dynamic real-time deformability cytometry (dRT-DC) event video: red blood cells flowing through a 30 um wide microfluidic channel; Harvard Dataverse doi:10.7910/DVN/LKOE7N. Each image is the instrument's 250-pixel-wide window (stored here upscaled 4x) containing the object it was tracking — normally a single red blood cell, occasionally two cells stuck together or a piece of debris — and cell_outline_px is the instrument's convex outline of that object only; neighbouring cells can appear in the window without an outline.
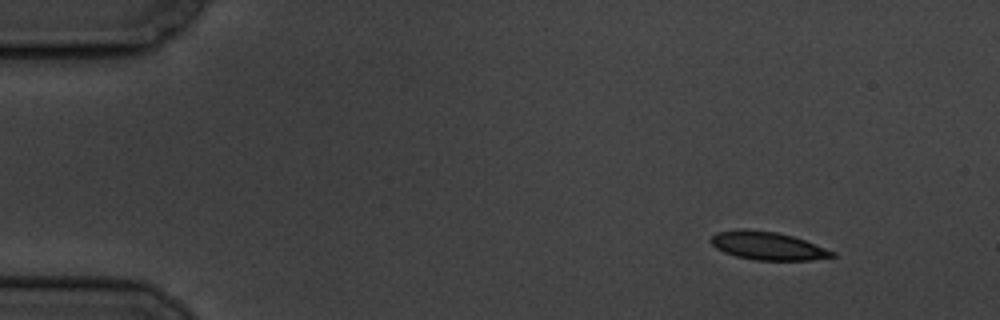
{"species": "common noctule bat (a hibernating species)", "species_latin": "Nyctalus noctula", "temperature_condition": "cold", "stored_images_in_passage": 16, "camera_frame_rate_fps": 3000, "um_per_image_px": 0.085, "animal": {"sex": "male", "body_mass_g": 19.5, "forearm_length_mm": 54.6}, "frame": {"image": 1, "passage_image": 2, "time_ms": 1.0, "image_size_px": [1000, 320], "cell_outline_px": [[836, 256], [812, 260], [752, 260], [736, 256], [724, 252], [716, 248], [708, 240], [716, 232], [744, 228], [776, 232], [792, 236], [804, 240], [836, 252]], "centroid_in_image_um": [65.22, 20.89], "position_along_channel_um": 19.8, "area_um2": 19.94}}
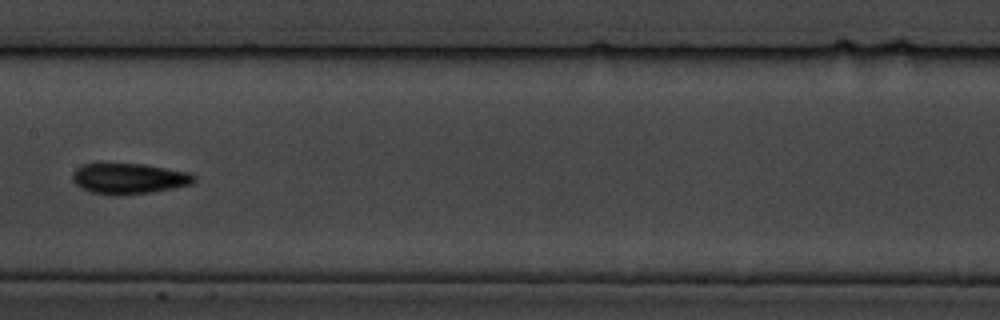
{"frame": {"image": 2, "passage_image": 8, "time_ms": 9.0, "image_size_px": [1000, 320], "cell_outline_px": [[196, 180], [192, 184], [172, 188], [148, 192], [120, 196], [116, 196], [88, 192], [80, 188], [72, 180], [72, 172], [80, 164], [104, 160], [144, 164], [188, 172], [196, 176]], "centroid_in_image_um": [10.85, 15.13], "position_along_channel_um": 196.6, "area_um2": 22.77}}
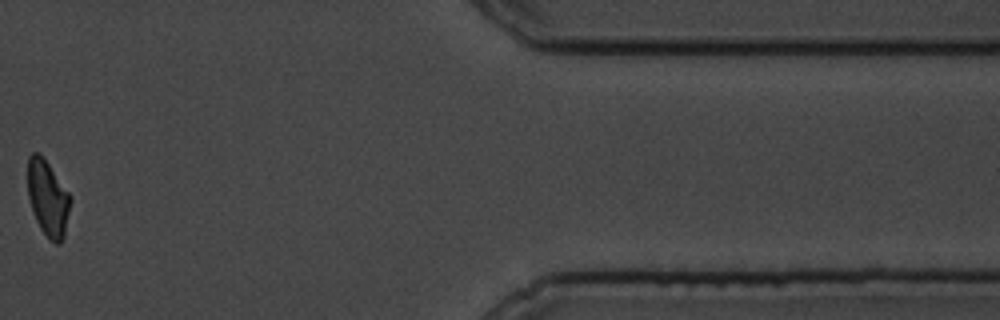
{"frame": {"image": 3, "passage_image": 14, "time_ms": 16.667, "image_size_px": [1000, 320], "cell_outline_px": [[72, 200], [64, 236], [60, 244], [56, 244], [40, 228], [32, 212], [28, 196], [28, 156], [32, 152], [40, 152], [72, 196]], "centroid_in_image_um": [4.08, 16.81], "position_along_channel_um": 407.3, "area_um2": 19.02}, "authors_computed_cell_mechanics": {"area_um2": 20.1433, "velocity_mm_per_s": 3.3717, "shape_relaxation_time_tau1_ms": 2.3885, "shape_relaxation_time_tau2_ms": 1.8875, "deformation_change_tau1": 0.0929, "deformation_change_tau2": 0.0618}}